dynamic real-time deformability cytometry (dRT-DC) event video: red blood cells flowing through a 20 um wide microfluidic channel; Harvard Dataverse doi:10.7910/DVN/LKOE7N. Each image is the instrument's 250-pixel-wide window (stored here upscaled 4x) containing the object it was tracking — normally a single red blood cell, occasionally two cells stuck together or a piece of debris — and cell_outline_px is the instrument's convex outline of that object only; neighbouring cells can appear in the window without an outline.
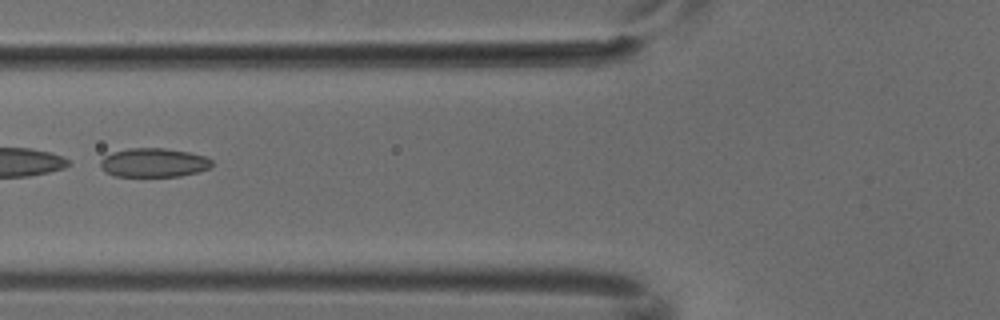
{"species": "common noctule bat (a hibernating species)", "species_latin": "Nyctalus noctula", "temperature_condition": "cold", "stored_images_in_passage": 7, "camera_frame_rate_fps": 3000, "um_per_image_px": 0.085, "animal": {"sex": "male", "body_mass_g": 18.8}, "frame": {"image": 1, "passage_image": 7, "time_ms": 2.0, "image_size_px": [1000, 320], "cell_outline_px": [[212, 164], [208, 168], [196, 172], [180, 176], [112, 176], [104, 172], [100, 168], [100, 160], [104, 156], [112, 152], [128, 148], [164, 148], [188, 152], [204, 156], [212, 160]], "centroid_in_image_um": [13.0, 13.82], "position_along_channel_um": 112.8, "area_um2": 18.84}}